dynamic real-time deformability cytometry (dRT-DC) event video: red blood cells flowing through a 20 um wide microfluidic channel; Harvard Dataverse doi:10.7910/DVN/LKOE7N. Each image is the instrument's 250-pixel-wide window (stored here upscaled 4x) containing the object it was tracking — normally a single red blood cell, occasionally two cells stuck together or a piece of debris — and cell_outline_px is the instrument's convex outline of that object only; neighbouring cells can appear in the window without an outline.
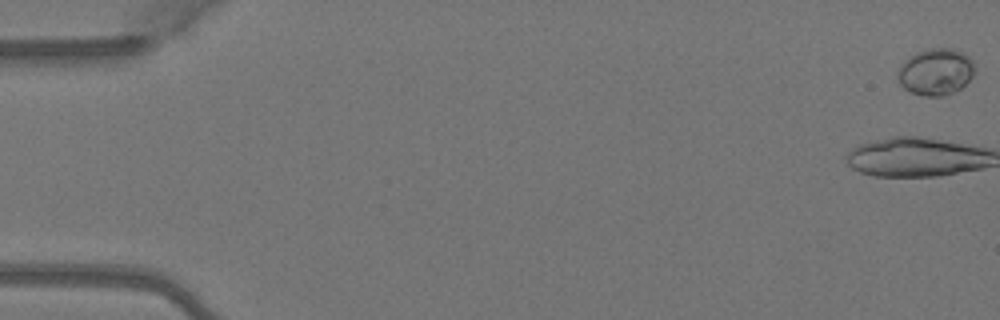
{"species": "Egyptian fruit bat (a non-hibernating species)", "species_latin": "Rousettus aegyptiacus", "temperature_condition": "warm", "stored_images_in_passage": 5, "camera_frame_rate_fps": 3000, "um_per_image_px": 0.085, "animal": {"sex": "female"}, "frame": {"image": 1, "passage_image": 1, "time_ms": 0.0, "image_size_px": [1000, 320], "cell_outline_px": [[976, 72], [960, 88], [944, 96], [924, 96], [908, 92], [900, 84], [896, 76], [896, 72], [904, 60], [916, 52], [928, 48], [952, 48], [968, 56], [972, 60], [976, 68]], "centroid_in_image_um": [79.51, 6.1], "position_along_channel_um": 5.5, "area_um2": 21.15}}